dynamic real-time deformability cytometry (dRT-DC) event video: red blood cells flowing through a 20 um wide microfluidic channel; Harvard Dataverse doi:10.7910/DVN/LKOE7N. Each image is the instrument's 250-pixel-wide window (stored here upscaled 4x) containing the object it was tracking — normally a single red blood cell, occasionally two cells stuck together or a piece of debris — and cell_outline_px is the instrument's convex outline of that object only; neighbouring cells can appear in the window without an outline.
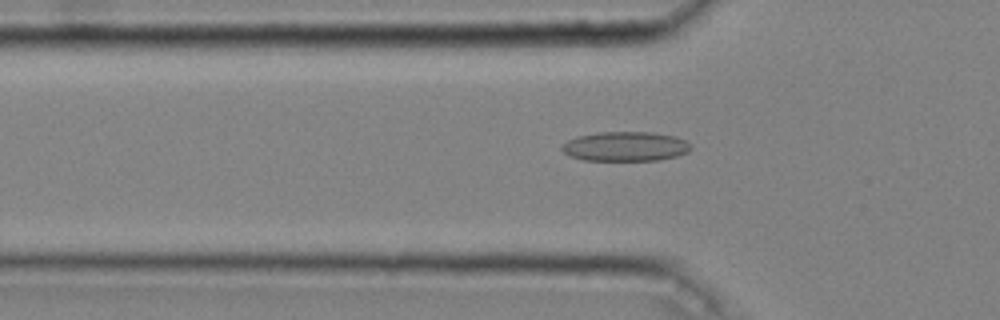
{"species": "common noctule bat (a hibernating species)", "species_latin": "Nyctalus noctula", "temperature_condition": "cold", "stored_images_in_passage": 43, "camera_frame_rate_fps": 3000, "um_per_image_px": 0.085, "animal": {"sex": "male", "body_mass_g": 20.4}, "frame": {"image": 1, "passage_image": 16, "time_ms": 5.0, "image_size_px": [1000, 320], "cell_outline_px": [[692, 148], [688, 152], [676, 156], [660, 160], [584, 160], [568, 156], [560, 148], [560, 144], [576, 136], [596, 132], [652, 132], [676, 136], [692, 144]], "centroid_in_image_um": [53.14, 12.44], "position_along_channel_um": 72.7, "area_um2": 22.48}}
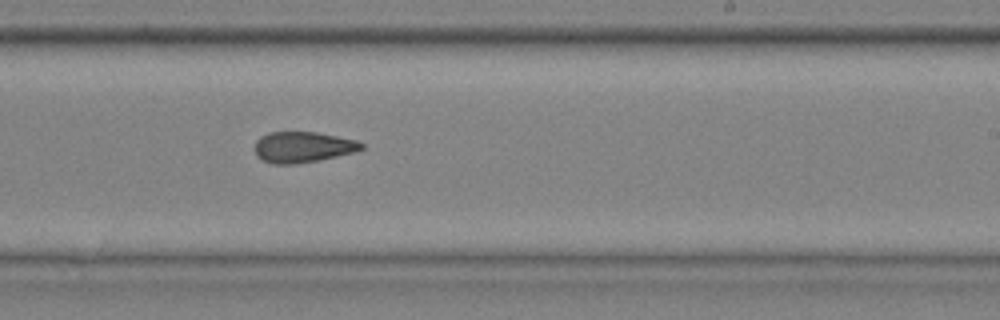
{"frame": {"image": 2, "passage_image": 30, "time_ms": 9.667, "image_size_px": [1000, 320], "cell_outline_px": [[364, 148], [356, 152], [296, 164], [272, 164], [256, 156], [256, 140], [260, 136], [268, 132], [316, 132], [356, 140], [364, 144]], "centroid_in_image_um": [25.73, 12.5], "position_along_channel_um": 263.3, "area_um2": 19.07}}
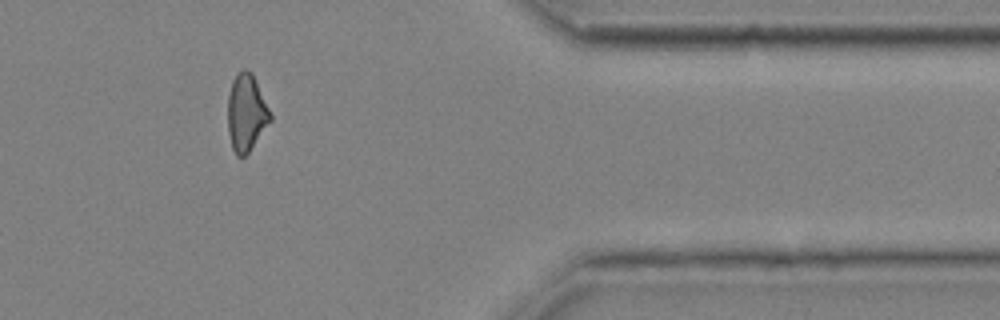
{"frame": {"image": 3, "passage_image": 41, "time_ms": 13.333, "image_size_px": [1000, 320], "cell_outline_px": [[272, 120], [248, 152], [244, 156], [236, 156], [232, 148], [228, 132], [228, 96], [232, 80], [236, 72], [244, 68], [252, 72], [272, 116]], "centroid_in_image_um": [20.92, 9.56], "position_along_channel_um": 390.5, "area_um2": 19.07}, "authors_computed_cell_mechanics": {"area_um2": 19.941, "velocity_mm_per_s": 4.0824, "shape_relaxation_time_tau1_ms": null, "shape_relaxation_time_tau2_ms": 3.9256, "deformation_change_tau1": null, "deformation_change_tau2": 0.1289}}